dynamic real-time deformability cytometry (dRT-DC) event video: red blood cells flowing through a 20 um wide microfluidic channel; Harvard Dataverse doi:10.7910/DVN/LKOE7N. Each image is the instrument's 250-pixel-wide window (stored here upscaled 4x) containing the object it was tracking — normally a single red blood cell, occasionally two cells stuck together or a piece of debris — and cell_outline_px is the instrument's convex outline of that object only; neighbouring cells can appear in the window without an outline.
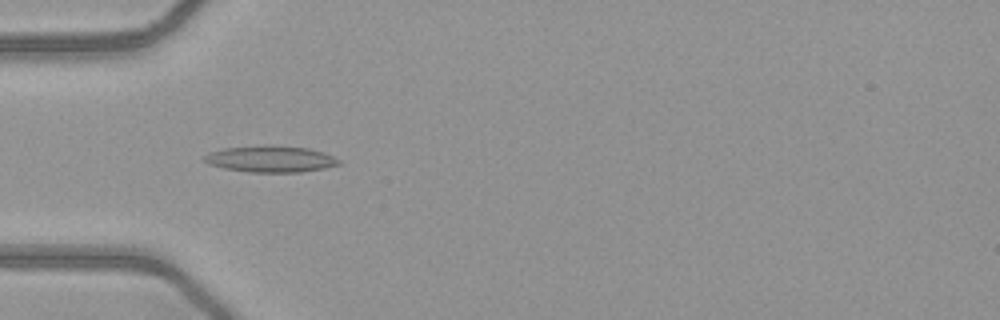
{"species": "common noctule bat (a hibernating species)", "species_latin": "Nyctalus noctula", "temperature_condition": "warm", "stored_images_in_passage": 43, "camera_frame_rate_fps": 3000, "um_per_image_px": 0.085, "animal": {"sex": "female", "body_mass_g": 21.9}, "frame": {"image": 1, "passage_image": 9, "time_ms": 2.667, "image_size_px": [1000, 320], "cell_outline_px": [[340, 164], [324, 168], [300, 172], [248, 172], [224, 168], [208, 164], [204, 160], [204, 156], [208, 152], [224, 148], [264, 144], [272, 144], [308, 148], [324, 152], [340, 160]], "centroid_in_image_um": [22.98, 13.49], "position_along_channel_um": 62.0, "area_um2": 20.98}}
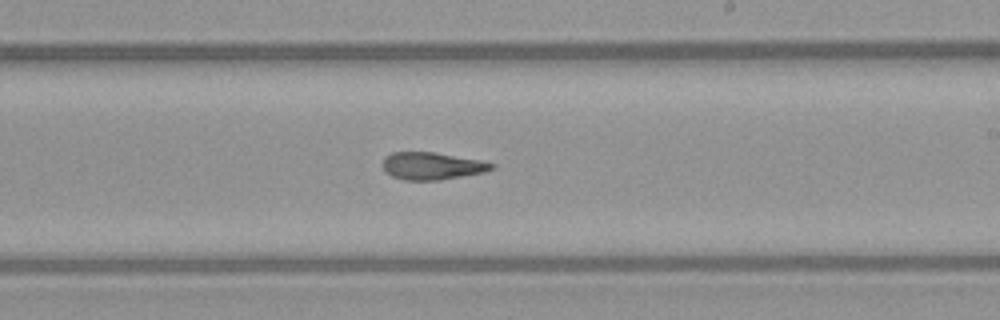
{"frame": {"image": 2, "passage_image": 23, "time_ms": 7.333, "image_size_px": [1000, 320], "cell_outline_px": [[496, 168], [484, 172], [440, 180], [404, 180], [392, 176], [384, 172], [384, 156], [392, 152], [432, 152], [480, 160], [496, 164]], "centroid_in_image_um": [36.72, 14.11], "position_along_channel_um": 252.3, "area_um2": 17.34}}
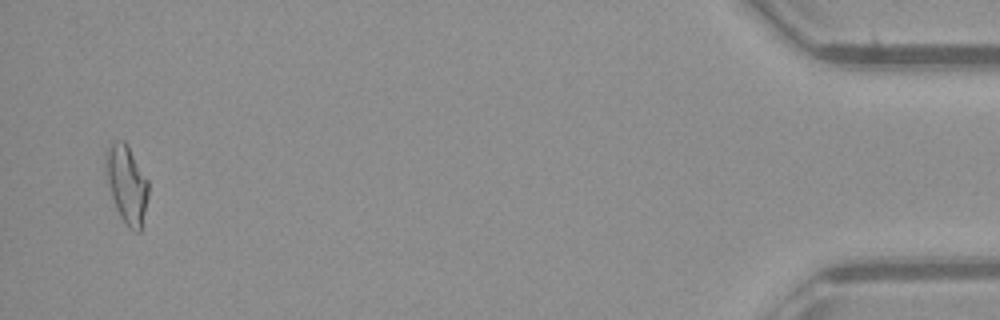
{"frame": {"image": 3, "passage_image": 42, "time_ms": 13.667, "image_size_px": [1000, 320], "cell_outline_px": [[148, 196], [140, 232], [136, 232], [128, 228], [120, 216], [116, 208], [108, 184], [104, 168], [108, 148], [116, 140], [124, 140], [128, 144], [148, 180]], "centroid_in_image_um": [10.78, 15.65], "position_along_channel_um": 424.4, "area_um2": 19.25}, "authors_computed_cell_mechanics": {"area_um2": 18.3804, "velocity_mm_per_s": 4.1051, "shape_relaxation_time_tau1_ms": null, "shape_relaxation_time_tau2_ms": 4.2356, "deformation_change_tau1": null, "deformation_change_tau2": 0.1504}}